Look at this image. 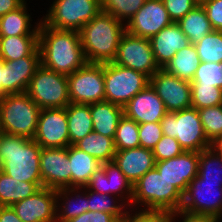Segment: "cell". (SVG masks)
Segmentation results:
<instances>
[{"label":"cell","mask_w":222,"mask_h":222,"mask_svg":"<svg viewBox=\"0 0 222 222\" xmlns=\"http://www.w3.org/2000/svg\"><path fill=\"white\" fill-rule=\"evenodd\" d=\"M39 50L41 64L64 75L72 74L87 63L78 31L54 29L41 20Z\"/></svg>","instance_id":"cell-1"},{"label":"cell","mask_w":222,"mask_h":222,"mask_svg":"<svg viewBox=\"0 0 222 222\" xmlns=\"http://www.w3.org/2000/svg\"><path fill=\"white\" fill-rule=\"evenodd\" d=\"M125 24L111 14L100 12L78 32L87 63H110L116 56Z\"/></svg>","instance_id":"cell-2"},{"label":"cell","mask_w":222,"mask_h":222,"mask_svg":"<svg viewBox=\"0 0 222 222\" xmlns=\"http://www.w3.org/2000/svg\"><path fill=\"white\" fill-rule=\"evenodd\" d=\"M41 149L34 139L4 133L0 138V170L20 182L42 183Z\"/></svg>","instance_id":"cell-3"},{"label":"cell","mask_w":222,"mask_h":222,"mask_svg":"<svg viewBox=\"0 0 222 222\" xmlns=\"http://www.w3.org/2000/svg\"><path fill=\"white\" fill-rule=\"evenodd\" d=\"M182 203L183 194L153 168L133 185L129 209L134 211L133 206L139 205L138 210L143 205L147 208H141L142 211L173 212L181 209Z\"/></svg>","instance_id":"cell-4"},{"label":"cell","mask_w":222,"mask_h":222,"mask_svg":"<svg viewBox=\"0 0 222 222\" xmlns=\"http://www.w3.org/2000/svg\"><path fill=\"white\" fill-rule=\"evenodd\" d=\"M40 110L26 92L0 96V118L4 133L33 139Z\"/></svg>","instance_id":"cell-5"},{"label":"cell","mask_w":222,"mask_h":222,"mask_svg":"<svg viewBox=\"0 0 222 222\" xmlns=\"http://www.w3.org/2000/svg\"><path fill=\"white\" fill-rule=\"evenodd\" d=\"M162 133L175 138L184 151L200 153L213 144L207 139L197 109L167 112L160 121Z\"/></svg>","instance_id":"cell-6"},{"label":"cell","mask_w":222,"mask_h":222,"mask_svg":"<svg viewBox=\"0 0 222 222\" xmlns=\"http://www.w3.org/2000/svg\"><path fill=\"white\" fill-rule=\"evenodd\" d=\"M101 11V0H54L40 20L54 29L79 31Z\"/></svg>","instance_id":"cell-7"},{"label":"cell","mask_w":222,"mask_h":222,"mask_svg":"<svg viewBox=\"0 0 222 222\" xmlns=\"http://www.w3.org/2000/svg\"><path fill=\"white\" fill-rule=\"evenodd\" d=\"M26 93L40 109L65 108L70 103L67 75L42 64L30 80Z\"/></svg>","instance_id":"cell-8"},{"label":"cell","mask_w":222,"mask_h":222,"mask_svg":"<svg viewBox=\"0 0 222 222\" xmlns=\"http://www.w3.org/2000/svg\"><path fill=\"white\" fill-rule=\"evenodd\" d=\"M104 83V100L124 107L150 83V78L142 72L110 62L104 63Z\"/></svg>","instance_id":"cell-9"},{"label":"cell","mask_w":222,"mask_h":222,"mask_svg":"<svg viewBox=\"0 0 222 222\" xmlns=\"http://www.w3.org/2000/svg\"><path fill=\"white\" fill-rule=\"evenodd\" d=\"M70 103L92 104L104 101V63H86L67 75Z\"/></svg>","instance_id":"cell-10"},{"label":"cell","mask_w":222,"mask_h":222,"mask_svg":"<svg viewBox=\"0 0 222 222\" xmlns=\"http://www.w3.org/2000/svg\"><path fill=\"white\" fill-rule=\"evenodd\" d=\"M112 63L144 73L149 78L160 69L152 51L150 39L125 31Z\"/></svg>","instance_id":"cell-11"},{"label":"cell","mask_w":222,"mask_h":222,"mask_svg":"<svg viewBox=\"0 0 222 222\" xmlns=\"http://www.w3.org/2000/svg\"><path fill=\"white\" fill-rule=\"evenodd\" d=\"M181 209L194 214L210 215L220 220L222 216V184L202 182L196 176L183 195Z\"/></svg>","instance_id":"cell-12"},{"label":"cell","mask_w":222,"mask_h":222,"mask_svg":"<svg viewBox=\"0 0 222 222\" xmlns=\"http://www.w3.org/2000/svg\"><path fill=\"white\" fill-rule=\"evenodd\" d=\"M33 139L41 148H67L69 132L66 109H41Z\"/></svg>","instance_id":"cell-13"},{"label":"cell","mask_w":222,"mask_h":222,"mask_svg":"<svg viewBox=\"0 0 222 222\" xmlns=\"http://www.w3.org/2000/svg\"><path fill=\"white\" fill-rule=\"evenodd\" d=\"M150 84L164 102L167 112L191 107V83L160 68L150 78Z\"/></svg>","instance_id":"cell-14"},{"label":"cell","mask_w":222,"mask_h":222,"mask_svg":"<svg viewBox=\"0 0 222 222\" xmlns=\"http://www.w3.org/2000/svg\"><path fill=\"white\" fill-rule=\"evenodd\" d=\"M67 148H42L40 174L43 187L71 188V170Z\"/></svg>","instance_id":"cell-15"},{"label":"cell","mask_w":222,"mask_h":222,"mask_svg":"<svg viewBox=\"0 0 222 222\" xmlns=\"http://www.w3.org/2000/svg\"><path fill=\"white\" fill-rule=\"evenodd\" d=\"M172 22L162 0H146L125 28L130 34L150 39Z\"/></svg>","instance_id":"cell-16"},{"label":"cell","mask_w":222,"mask_h":222,"mask_svg":"<svg viewBox=\"0 0 222 222\" xmlns=\"http://www.w3.org/2000/svg\"><path fill=\"white\" fill-rule=\"evenodd\" d=\"M56 190L42 187L11 207L22 222H57Z\"/></svg>","instance_id":"cell-17"},{"label":"cell","mask_w":222,"mask_h":222,"mask_svg":"<svg viewBox=\"0 0 222 222\" xmlns=\"http://www.w3.org/2000/svg\"><path fill=\"white\" fill-rule=\"evenodd\" d=\"M199 158L198 152L184 151L177 157L156 162L155 168L184 195L190 182L198 175Z\"/></svg>","instance_id":"cell-18"},{"label":"cell","mask_w":222,"mask_h":222,"mask_svg":"<svg viewBox=\"0 0 222 222\" xmlns=\"http://www.w3.org/2000/svg\"><path fill=\"white\" fill-rule=\"evenodd\" d=\"M166 113L164 102L150 83L123 107L124 116L138 124L160 122Z\"/></svg>","instance_id":"cell-19"},{"label":"cell","mask_w":222,"mask_h":222,"mask_svg":"<svg viewBox=\"0 0 222 222\" xmlns=\"http://www.w3.org/2000/svg\"><path fill=\"white\" fill-rule=\"evenodd\" d=\"M40 65L41 56H27L13 61H3L2 95L25 93Z\"/></svg>","instance_id":"cell-20"},{"label":"cell","mask_w":222,"mask_h":222,"mask_svg":"<svg viewBox=\"0 0 222 222\" xmlns=\"http://www.w3.org/2000/svg\"><path fill=\"white\" fill-rule=\"evenodd\" d=\"M150 43L156 63L160 68H164L177 51L191 44L177 22H172L152 36Z\"/></svg>","instance_id":"cell-21"},{"label":"cell","mask_w":222,"mask_h":222,"mask_svg":"<svg viewBox=\"0 0 222 222\" xmlns=\"http://www.w3.org/2000/svg\"><path fill=\"white\" fill-rule=\"evenodd\" d=\"M113 162L133 185L156 165L152 150L143 147L116 151Z\"/></svg>","instance_id":"cell-22"},{"label":"cell","mask_w":222,"mask_h":222,"mask_svg":"<svg viewBox=\"0 0 222 222\" xmlns=\"http://www.w3.org/2000/svg\"><path fill=\"white\" fill-rule=\"evenodd\" d=\"M82 189H85V190L83 191ZM75 192L78 194H76ZM73 194L76 197L73 196ZM72 196L74 197V199ZM56 201H57L56 203L57 204L56 206L57 222H66L70 219L76 218L77 216L89 211L88 189L86 187H82V188L71 187V188L57 189ZM59 201L61 202L63 201V202L60 203Z\"/></svg>","instance_id":"cell-23"},{"label":"cell","mask_w":222,"mask_h":222,"mask_svg":"<svg viewBox=\"0 0 222 222\" xmlns=\"http://www.w3.org/2000/svg\"><path fill=\"white\" fill-rule=\"evenodd\" d=\"M93 131L110 138H115L117 125L124 116L123 107L108 101L90 104Z\"/></svg>","instance_id":"cell-24"},{"label":"cell","mask_w":222,"mask_h":222,"mask_svg":"<svg viewBox=\"0 0 222 222\" xmlns=\"http://www.w3.org/2000/svg\"><path fill=\"white\" fill-rule=\"evenodd\" d=\"M68 159L71 163V187L73 188L85 187L94 172L102 166L97 159L74 145L68 146Z\"/></svg>","instance_id":"cell-25"},{"label":"cell","mask_w":222,"mask_h":222,"mask_svg":"<svg viewBox=\"0 0 222 222\" xmlns=\"http://www.w3.org/2000/svg\"><path fill=\"white\" fill-rule=\"evenodd\" d=\"M27 56H41L39 35L0 37V59L13 61Z\"/></svg>","instance_id":"cell-26"},{"label":"cell","mask_w":222,"mask_h":222,"mask_svg":"<svg viewBox=\"0 0 222 222\" xmlns=\"http://www.w3.org/2000/svg\"><path fill=\"white\" fill-rule=\"evenodd\" d=\"M69 145H74L93 131L90 104L69 103L66 107Z\"/></svg>","instance_id":"cell-27"},{"label":"cell","mask_w":222,"mask_h":222,"mask_svg":"<svg viewBox=\"0 0 222 222\" xmlns=\"http://www.w3.org/2000/svg\"><path fill=\"white\" fill-rule=\"evenodd\" d=\"M27 2L14 11L8 12L0 17V37L19 35H39V23L33 26L31 16L27 12ZM32 28V29H31Z\"/></svg>","instance_id":"cell-28"},{"label":"cell","mask_w":222,"mask_h":222,"mask_svg":"<svg viewBox=\"0 0 222 222\" xmlns=\"http://www.w3.org/2000/svg\"><path fill=\"white\" fill-rule=\"evenodd\" d=\"M42 187V183L17 181L0 170V206H12L34 195Z\"/></svg>","instance_id":"cell-29"},{"label":"cell","mask_w":222,"mask_h":222,"mask_svg":"<svg viewBox=\"0 0 222 222\" xmlns=\"http://www.w3.org/2000/svg\"><path fill=\"white\" fill-rule=\"evenodd\" d=\"M200 62L195 45L190 44L177 51L163 69L173 76L191 83Z\"/></svg>","instance_id":"cell-30"},{"label":"cell","mask_w":222,"mask_h":222,"mask_svg":"<svg viewBox=\"0 0 222 222\" xmlns=\"http://www.w3.org/2000/svg\"><path fill=\"white\" fill-rule=\"evenodd\" d=\"M74 146L93 156L101 164L112 162L116 153L114 139L92 131Z\"/></svg>","instance_id":"cell-31"},{"label":"cell","mask_w":222,"mask_h":222,"mask_svg":"<svg viewBox=\"0 0 222 222\" xmlns=\"http://www.w3.org/2000/svg\"><path fill=\"white\" fill-rule=\"evenodd\" d=\"M177 23L184 34L188 37L191 44H195L206 34L214 30L202 4L195 6Z\"/></svg>","instance_id":"cell-32"},{"label":"cell","mask_w":222,"mask_h":222,"mask_svg":"<svg viewBox=\"0 0 222 222\" xmlns=\"http://www.w3.org/2000/svg\"><path fill=\"white\" fill-rule=\"evenodd\" d=\"M101 167L105 170L107 177V195H116L118 198L122 199V202H125L127 206H130L133 196V184L126 178L113 161L102 163Z\"/></svg>","instance_id":"cell-33"},{"label":"cell","mask_w":222,"mask_h":222,"mask_svg":"<svg viewBox=\"0 0 222 222\" xmlns=\"http://www.w3.org/2000/svg\"><path fill=\"white\" fill-rule=\"evenodd\" d=\"M197 176L202 182L222 184V155L214 146L200 152Z\"/></svg>","instance_id":"cell-34"},{"label":"cell","mask_w":222,"mask_h":222,"mask_svg":"<svg viewBox=\"0 0 222 222\" xmlns=\"http://www.w3.org/2000/svg\"><path fill=\"white\" fill-rule=\"evenodd\" d=\"M114 197L116 198L118 196L107 194L104 195L88 190L89 211H101L105 213H110L121 222L125 218L128 212L127 210H129V208L127 209V207L129 206H126L125 202H120L122 200H119V198L115 199ZM117 200L120 203H118Z\"/></svg>","instance_id":"cell-35"},{"label":"cell","mask_w":222,"mask_h":222,"mask_svg":"<svg viewBox=\"0 0 222 222\" xmlns=\"http://www.w3.org/2000/svg\"><path fill=\"white\" fill-rule=\"evenodd\" d=\"M194 45L201 62H222V31L213 30Z\"/></svg>","instance_id":"cell-36"},{"label":"cell","mask_w":222,"mask_h":222,"mask_svg":"<svg viewBox=\"0 0 222 222\" xmlns=\"http://www.w3.org/2000/svg\"><path fill=\"white\" fill-rule=\"evenodd\" d=\"M114 144L116 151L140 147L139 124L123 116L117 125Z\"/></svg>","instance_id":"cell-37"},{"label":"cell","mask_w":222,"mask_h":222,"mask_svg":"<svg viewBox=\"0 0 222 222\" xmlns=\"http://www.w3.org/2000/svg\"><path fill=\"white\" fill-rule=\"evenodd\" d=\"M207 139L214 144L222 137V104L198 109Z\"/></svg>","instance_id":"cell-38"},{"label":"cell","mask_w":222,"mask_h":222,"mask_svg":"<svg viewBox=\"0 0 222 222\" xmlns=\"http://www.w3.org/2000/svg\"><path fill=\"white\" fill-rule=\"evenodd\" d=\"M146 0H101L102 12L127 23L145 4ZM126 21V22H125Z\"/></svg>","instance_id":"cell-39"},{"label":"cell","mask_w":222,"mask_h":222,"mask_svg":"<svg viewBox=\"0 0 222 222\" xmlns=\"http://www.w3.org/2000/svg\"><path fill=\"white\" fill-rule=\"evenodd\" d=\"M222 104V89L213 85H191V107L201 109Z\"/></svg>","instance_id":"cell-40"},{"label":"cell","mask_w":222,"mask_h":222,"mask_svg":"<svg viewBox=\"0 0 222 222\" xmlns=\"http://www.w3.org/2000/svg\"><path fill=\"white\" fill-rule=\"evenodd\" d=\"M191 85H213L222 89V62H200Z\"/></svg>","instance_id":"cell-41"},{"label":"cell","mask_w":222,"mask_h":222,"mask_svg":"<svg viewBox=\"0 0 222 222\" xmlns=\"http://www.w3.org/2000/svg\"><path fill=\"white\" fill-rule=\"evenodd\" d=\"M183 152V148L175 138L165 135H162V138L152 150L156 162L177 157Z\"/></svg>","instance_id":"cell-42"},{"label":"cell","mask_w":222,"mask_h":222,"mask_svg":"<svg viewBox=\"0 0 222 222\" xmlns=\"http://www.w3.org/2000/svg\"><path fill=\"white\" fill-rule=\"evenodd\" d=\"M162 135L160 122L139 124L140 147L153 150L162 138Z\"/></svg>","instance_id":"cell-43"},{"label":"cell","mask_w":222,"mask_h":222,"mask_svg":"<svg viewBox=\"0 0 222 222\" xmlns=\"http://www.w3.org/2000/svg\"><path fill=\"white\" fill-rule=\"evenodd\" d=\"M170 19L178 22L199 3L196 0H162Z\"/></svg>","instance_id":"cell-44"},{"label":"cell","mask_w":222,"mask_h":222,"mask_svg":"<svg viewBox=\"0 0 222 222\" xmlns=\"http://www.w3.org/2000/svg\"><path fill=\"white\" fill-rule=\"evenodd\" d=\"M128 210L121 222H171V212L165 211H135L132 215Z\"/></svg>","instance_id":"cell-45"},{"label":"cell","mask_w":222,"mask_h":222,"mask_svg":"<svg viewBox=\"0 0 222 222\" xmlns=\"http://www.w3.org/2000/svg\"><path fill=\"white\" fill-rule=\"evenodd\" d=\"M214 30L222 31V0H205L201 3Z\"/></svg>","instance_id":"cell-46"},{"label":"cell","mask_w":222,"mask_h":222,"mask_svg":"<svg viewBox=\"0 0 222 222\" xmlns=\"http://www.w3.org/2000/svg\"><path fill=\"white\" fill-rule=\"evenodd\" d=\"M66 222H120L115 216L110 213L101 211H87L76 218Z\"/></svg>","instance_id":"cell-47"},{"label":"cell","mask_w":222,"mask_h":222,"mask_svg":"<svg viewBox=\"0 0 222 222\" xmlns=\"http://www.w3.org/2000/svg\"><path fill=\"white\" fill-rule=\"evenodd\" d=\"M88 190H91L100 194H107V177L105 170L100 167L91 176L89 183L85 186Z\"/></svg>","instance_id":"cell-48"},{"label":"cell","mask_w":222,"mask_h":222,"mask_svg":"<svg viewBox=\"0 0 222 222\" xmlns=\"http://www.w3.org/2000/svg\"><path fill=\"white\" fill-rule=\"evenodd\" d=\"M183 218L182 222H220L218 218H215L210 215H203V214H194L187 212L185 210L179 209L177 211L171 212V222H175L176 218Z\"/></svg>","instance_id":"cell-49"},{"label":"cell","mask_w":222,"mask_h":222,"mask_svg":"<svg viewBox=\"0 0 222 222\" xmlns=\"http://www.w3.org/2000/svg\"><path fill=\"white\" fill-rule=\"evenodd\" d=\"M25 0H0V17L21 7Z\"/></svg>","instance_id":"cell-50"},{"label":"cell","mask_w":222,"mask_h":222,"mask_svg":"<svg viewBox=\"0 0 222 222\" xmlns=\"http://www.w3.org/2000/svg\"><path fill=\"white\" fill-rule=\"evenodd\" d=\"M0 222H22L11 206H0Z\"/></svg>","instance_id":"cell-51"},{"label":"cell","mask_w":222,"mask_h":222,"mask_svg":"<svg viewBox=\"0 0 222 222\" xmlns=\"http://www.w3.org/2000/svg\"><path fill=\"white\" fill-rule=\"evenodd\" d=\"M214 148L222 155V137L218 139L214 144Z\"/></svg>","instance_id":"cell-52"},{"label":"cell","mask_w":222,"mask_h":222,"mask_svg":"<svg viewBox=\"0 0 222 222\" xmlns=\"http://www.w3.org/2000/svg\"><path fill=\"white\" fill-rule=\"evenodd\" d=\"M3 61L0 59V96H2Z\"/></svg>","instance_id":"cell-53"},{"label":"cell","mask_w":222,"mask_h":222,"mask_svg":"<svg viewBox=\"0 0 222 222\" xmlns=\"http://www.w3.org/2000/svg\"><path fill=\"white\" fill-rule=\"evenodd\" d=\"M3 134H4V130H3L2 123H1V118H0V138Z\"/></svg>","instance_id":"cell-54"},{"label":"cell","mask_w":222,"mask_h":222,"mask_svg":"<svg viewBox=\"0 0 222 222\" xmlns=\"http://www.w3.org/2000/svg\"><path fill=\"white\" fill-rule=\"evenodd\" d=\"M199 4H201L202 2H204L205 0H196Z\"/></svg>","instance_id":"cell-55"}]
</instances>
